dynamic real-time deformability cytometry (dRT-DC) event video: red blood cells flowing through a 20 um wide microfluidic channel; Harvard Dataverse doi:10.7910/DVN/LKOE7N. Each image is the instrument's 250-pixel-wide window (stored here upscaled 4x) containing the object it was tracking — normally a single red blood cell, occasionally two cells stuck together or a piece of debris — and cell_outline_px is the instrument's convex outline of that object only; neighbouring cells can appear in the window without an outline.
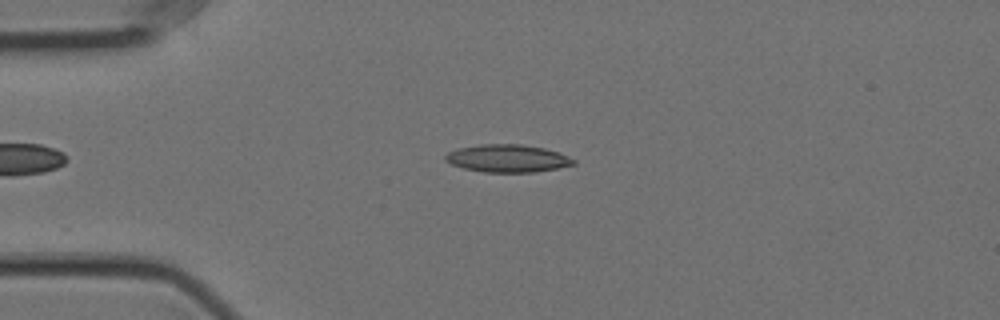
{"species": "Egyptian fruit bat (a non-hibernating species)", "species_latin": "Rousettus aegyptiacus", "temperature_condition": "cold", "stored_images_in_passage": 40, "camera_frame_rate_fps": 3000, "um_per_image_px": 0.085, "animal": {"sex": "female"}, "frame": {"image": 1, "passage_image": 13, "time_ms": 4.0, "image_size_px": [1000, 320], "cell_outline_px": [[576, 164], [536, 172], [484, 172], [464, 168], [452, 164], [444, 160], [444, 156], [448, 152], [460, 148], [480, 144], [520, 144], [544, 148], [568, 156], [576, 160]], "centroid_in_image_um": [43.14, 13.46], "position_along_channel_um": 41.9, "area_um2": 20.52}}
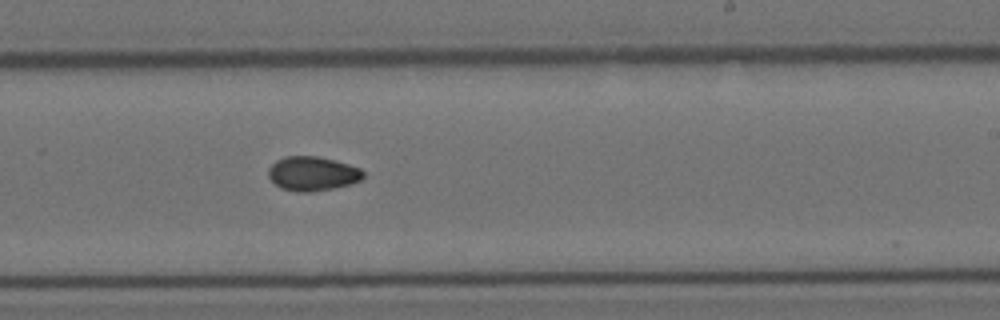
{"frame": {"image": 2, "passage_image": 28, "time_ms": 9.0, "image_size_px": [1000, 320], "cell_outline_px": [[364, 176], [360, 180], [352, 184], [312, 192], [296, 192], [280, 188], [268, 176], [268, 168], [276, 160], [284, 156], [316, 156], [336, 160], [360, 168], [364, 172]], "centroid_in_image_um": [26.56, 14.76], "position_along_channel_um": 262.4, "area_um2": 19.07}}
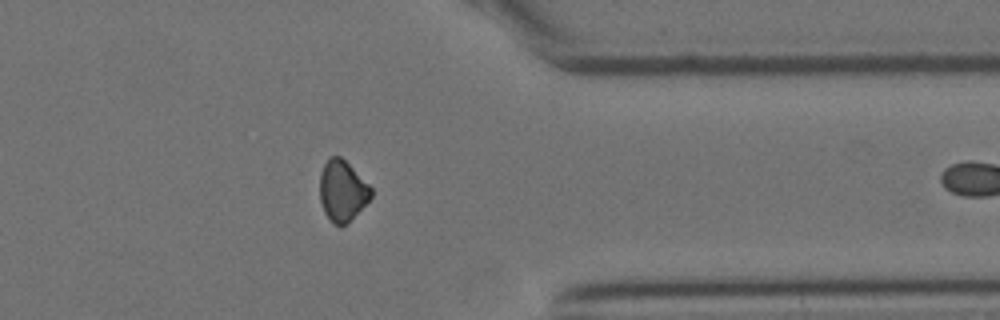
{"frame": {"image": 3, "passage_image": 39, "time_ms": 12.667, "image_size_px": [1000, 320], "cell_outline_px": [[372, 196], [340, 228], [332, 224], [324, 212], [320, 200], [320, 172], [324, 164], [332, 156], [340, 156], [372, 188]], "centroid_in_image_um": [29.06, 16.23], "position_along_channel_um": 382.3, "area_um2": 17.74}}